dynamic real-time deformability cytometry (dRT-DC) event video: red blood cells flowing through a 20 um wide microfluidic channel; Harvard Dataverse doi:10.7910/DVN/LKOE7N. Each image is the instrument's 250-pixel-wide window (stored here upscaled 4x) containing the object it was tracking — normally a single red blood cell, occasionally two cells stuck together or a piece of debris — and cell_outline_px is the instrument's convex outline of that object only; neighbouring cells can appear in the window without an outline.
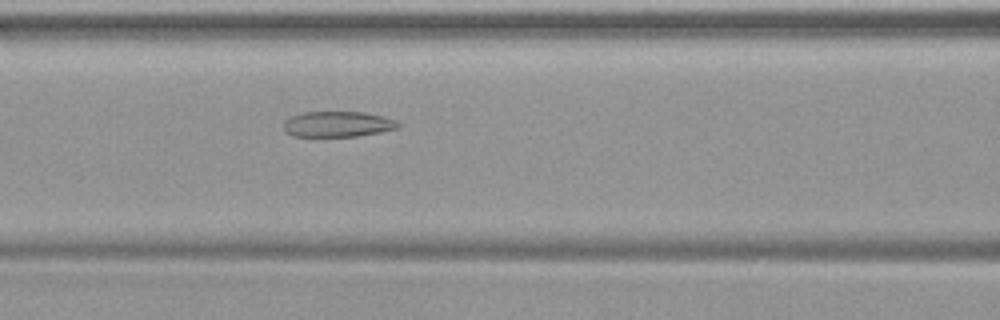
{"species": "common noctule bat (a hibernating species)", "species_latin": "Nyctalus noctula", "temperature_condition": "warm", "stored_images_in_passage": 32, "camera_frame_rate_fps": 3000, "um_per_image_px": 0.085, "animal": {"sex": "female", "body_mass_g": 19.9}, "frame": {"image": 1, "passage_image": 7, "time_ms": 2.0, "image_size_px": [1000, 320], "cell_outline_px": [[400, 128], [380, 132], [356, 136], [292, 136], [284, 132], [284, 120], [288, 116], [300, 112], [364, 112], [384, 116], [396, 120], [400, 124]], "centroid_in_image_um": [28.68, 10.54], "position_along_channel_um": 137.9, "area_um2": 17.34}}
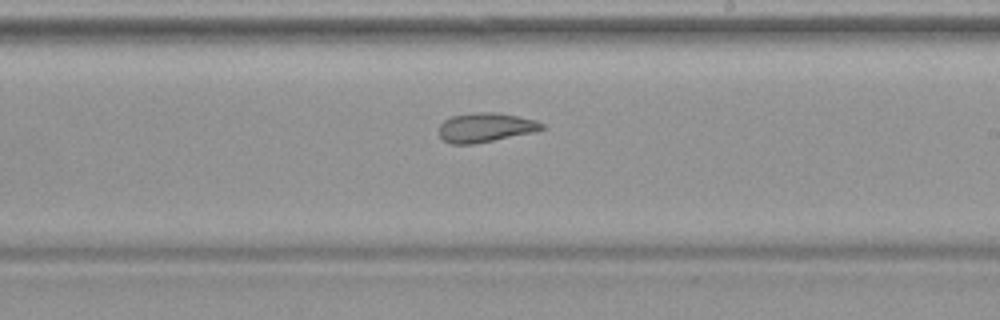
{"frame": {"image": 2, "passage_image": 15, "time_ms": 4.667, "image_size_px": [1000, 320], "cell_outline_px": [[544, 128], [536, 132], [472, 144], [452, 144], [444, 140], [440, 136], [440, 124], [444, 120], [452, 116], [476, 112], [492, 112], [516, 116], [536, 120], [544, 124]], "centroid_in_image_um": [41.28, 10.84], "position_along_channel_um": 247.7, "area_um2": 17.4}}
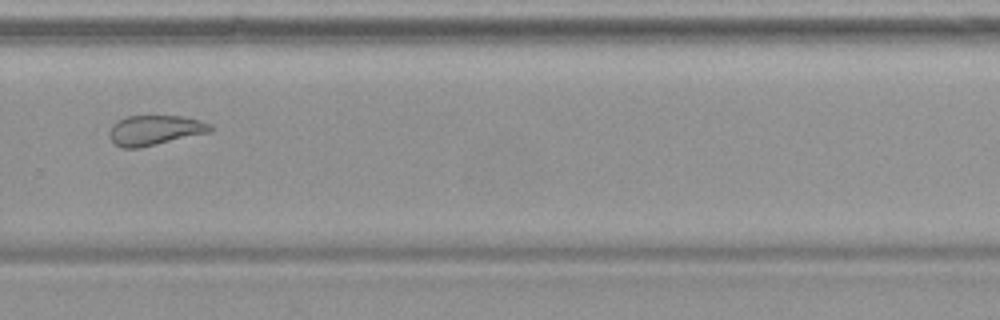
{"frame": {"image": 3, "passage_image": 20, "time_ms": 6.333, "image_size_px": [1000, 320], "cell_outline_px": [[212, 132], [140, 148], [124, 148], [116, 144], [108, 136], [108, 132], [112, 124], [128, 116], [180, 116], [200, 120], [212, 124]], "centroid_in_image_um": [13.19, 11.07], "position_along_channel_um": 316.6, "area_um2": 17.69}}